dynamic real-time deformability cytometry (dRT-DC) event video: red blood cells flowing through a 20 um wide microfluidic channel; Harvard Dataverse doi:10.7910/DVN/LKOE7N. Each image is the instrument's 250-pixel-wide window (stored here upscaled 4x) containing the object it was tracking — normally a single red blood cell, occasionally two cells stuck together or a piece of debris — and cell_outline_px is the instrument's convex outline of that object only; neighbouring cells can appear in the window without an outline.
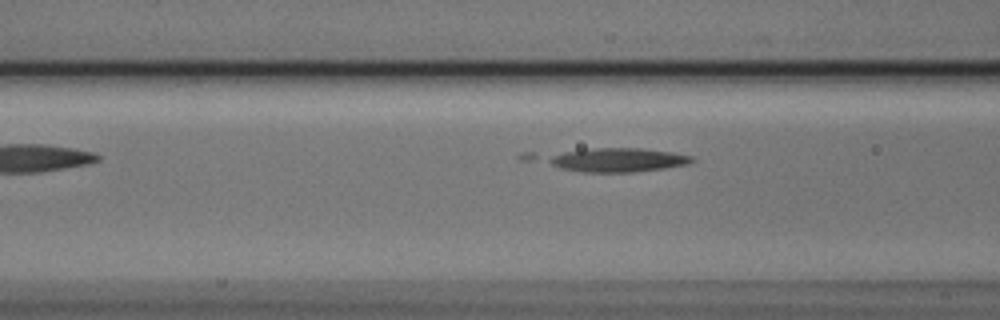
{"species": "Egyptian fruit bat (a non-hibernating species)", "species_latin": "Rousettus aegyptiacus", "temperature_condition": "cold", "stored_images_in_passage": 8, "segment_of_instrument_passage": [2, 2], "camera_frame_rate_fps": 3000, "um_per_image_px": 0.085, "animal": {"sex": "male"}, "frame": {"image": 1, "passage_image": 8, "time_ms": 2.333, "image_size_px": [1000, 320], "cell_outline_px": [[696, 160], [688, 164], [664, 168], [632, 172], [580, 172], [520, 160], [516, 156], [520, 152], [596, 148], [640, 148], [672, 152], [692, 156]], "centroid_in_image_um": [51.6, 13.55], "position_along_channel_um": 115.0, "area_um2": 23.24}}